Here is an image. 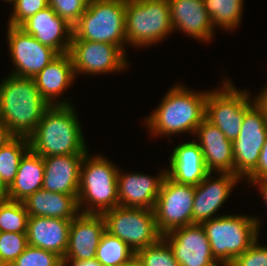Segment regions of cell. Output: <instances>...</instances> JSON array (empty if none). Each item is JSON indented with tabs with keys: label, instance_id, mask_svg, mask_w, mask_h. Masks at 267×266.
Returning a JSON list of instances; mask_svg holds the SVG:
<instances>
[{
	"label": "cell",
	"instance_id": "ba28073f",
	"mask_svg": "<svg viewBox=\"0 0 267 266\" xmlns=\"http://www.w3.org/2000/svg\"><path fill=\"white\" fill-rule=\"evenodd\" d=\"M102 216L105 231L125 242L135 253L162 237L153 209L117 206L105 211Z\"/></svg>",
	"mask_w": 267,
	"mask_h": 266
},
{
	"label": "cell",
	"instance_id": "ac0fdd59",
	"mask_svg": "<svg viewBox=\"0 0 267 266\" xmlns=\"http://www.w3.org/2000/svg\"><path fill=\"white\" fill-rule=\"evenodd\" d=\"M165 176L166 169L154 177L143 173L124 174L119 169L117 175L119 206L154 209Z\"/></svg>",
	"mask_w": 267,
	"mask_h": 266
},
{
	"label": "cell",
	"instance_id": "8fae6325",
	"mask_svg": "<svg viewBox=\"0 0 267 266\" xmlns=\"http://www.w3.org/2000/svg\"><path fill=\"white\" fill-rule=\"evenodd\" d=\"M241 130L233 143L234 174L241 180L257 166L267 136V117L254 103L245 113Z\"/></svg>",
	"mask_w": 267,
	"mask_h": 266
},
{
	"label": "cell",
	"instance_id": "603a6c76",
	"mask_svg": "<svg viewBox=\"0 0 267 266\" xmlns=\"http://www.w3.org/2000/svg\"><path fill=\"white\" fill-rule=\"evenodd\" d=\"M70 224L71 220L28 217V245L54 252L63 259L68 248Z\"/></svg>",
	"mask_w": 267,
	"mask_h": 266
},
{
	"label": "cell",
	"instance_id": "9c48e42d",
	"mask_svg": "<svg viewBox=\"0 0 267 266\" xmlns=\"http://www.w3.org/2000/svg\"><path fill=\"white\" fill-rule=\"evenodd\" d=\"M231 80L224 79L221 87L208 91L205 119L217 126L232 142L238 137L244 113L255 103L249 92L238 90ZM251 99V100H250Z\"/></svg>",
	"mask_w": 267,
	"mask_h": 266
},
{
	"label": "cell",
	"instance_id": "d4e9b609",
	"mask_svg": "<svg viewBox=\"0 0 267 266\" xmlns=\"http://www.w3.org/2000/svg\"><path fill=\"white\" fill-rule=\"evenodd\" d=\"M29 217L44 216L72 220L79 213L77 199L72 195L37 190L23 201Z\"/></svg>",
	"mask_w": 267,
	"mask_h": 266
},
{
	"label": "cell",
	"instance_id": "484cf974",
	"mask_svg": "<svg viewBox=\"0 0 267 266\" xmlns=\"http://www.w3.org/2000/svg\"><path fill=\"white\" fill-rule=\"evenodd\" d=\"M44 170L43 157L29 149L20 160L14 181L7 188L8 199L23 202L42 189Z\"/></svg>",
	"mask_w": 267,
	"mask_h": 266
},
{
	"label": "cell",
	"instance_id": "30bf717a",
	"mask_svg": "<svg viewBox=\"0 0 267 266\" xmlns=\"http://www.w3.org/2000/svg\"><path fill=\"white\" fill-rule=\"evenodd\" d=\"M195 186L181 184L165 176L157 196L154 213L159 233L192 225Z\"/></svg>",
	"mask_w": 267,
	"mask_h": 266
},
{
	"label": "cell",
	"instance_id": "e0dca14e",
	"mask_svg": "<svg viewBox=\"0 0 267 266\" xmlns=\"http://www.w3.org/2000/svg\"><path fill=\"white\" fill-rule=\"evenodd\" d=\"M19 27L58 54L69 53L73 27L50 6L28 18Z\"/></svg>",
	"mask_w": 267,
	"mask_h": 266
},
{
	"label": "cell",
	"instance_id": "d6986e66",
	"mask_svg": "<svg viewBox=\"0 0 267 266\" xmlns=\"http://www.w3.org/2000/svg\"><path fill=\"white\" fill-rule=\"evenodd\" d=\"M202 150L205 166L211 173H233V143L215 125L204 119L194 133ZM216 171V172H215Z\"/></svg>",
	"mask_w": 267,
	"mask_h": 266
},
{
	"label": "cell",
	"instance_id": "b9f144b4",
	"mask_svg": "<svg viewBox=\"0 0 267 266\" xmlns=\"http://www.w3.org/2000/svg\"><path fill=\"white\" fill-rule=\"evenodd\" d=\"M207 266H233V262H230L227 260L215 259L213 262L209 263Z\"/></svg>",
	"mask_w": 267,
	"mask_h": 266
},
{
	"label": "cell",
	"instance_id": "83f0119b",
	"mask_svg": "<svg viewBox=\"0 0 267 266\" xmlns=\"http://www.w3.org/2000/svg\"><path fill=\"white\" fill-rule=\"evenodd\" d=\"M29 149L28 138L15 136L0 148V179L7 188L14 181L20 160Z\"/></svg>",
	"mask_w": 267,
	"mask_h": 266
},
{
	"label": "cell",
	"instance_id": "bcb514c9",
	"mask_svg": "<svg viewBox=\"0 0 267 266\" xmlns=\"http://www.w3.org/2000/svg\"><path fill=\"white\" fill-rule=\"evenodd\" d=\"M5 2L13 3L15 0H4Z\"/></svg>",
	"mask_w": 267,
	"mask_h": 266
},
{
	"label": "cell",
	"instance_id": "4dcf8cb0",
	"mask_svg": "<svg viewBox=\"0 0 267 266\" xmlns=\"http://www.w3.org/2000/svg\"><path fill=\"white\" fill-rule=\"evenodd\" d=\"M135 256L142 266H180L171 247L163 237L155 244L136 252Z\"/></svg>",
	"mask_w": 267,
	"mask_h": 266
},
{
	"label": "cell",
	"instance_id": "8d00e7d4",
	"mask_svg": "<svg viewBox=\"0 0 267 266\" xmlns=\"http://www.w3.org/2000/svg\"><path fill=\"white\" fill-rule=\"evenodd\" d=\"M267 177V136L265 139V143L262 147L261 153L259 155L258 163L256 168L246 177V181L249 184H253L254 182Z\"/></svg>",
	"mask_w": 267,
	"mask_h": 266
},
{
	"label": "cell",
	"instance_id": "5bb4252c",
	"mask_svg": "<svg viewBox=\"0 0 267 266\" xmlns=\"http://www.w3.org/2000/svg\"><path fill=\"white\" fill-rule=\"evenodd\" d=\"M162 237L171 247L180 266H207L215 260L202 225L180 227Z\"/></svg>",
	"mask_w": 267,
	"mask_h": 266
},
{
	"label": "cell",
	"instance_id": "f546056e",
	"mask_svg": "<svg viewBox=\"0 0 267 266\" xmlns=\"http://www.w3.org/2000/svg\"><path fill=\"white\" fill-rule=\"evenodd\" d=\"M28 217L23 202L0 201V232L27 233Z\"/></svg>",
	"mask_w": 267,
	"mask_h": 266
},
{
	"label": "cell",
	"instance_id": "7402d4cb",
	"mask_svg": "<svg viewBox=\"0 0 267 266\" xmlns=\"http://www.w3.org/2000/svg\"><path fill=\"white\" fill-rule=\"evenodd\" d=\"M77 76L69 53L59 54L33 79L41 96L50 105H71L67 99L56 100L71 86ZM56 100V101H55Z\"/></svg>",
	"mask_w": 267,
	"mask_h": 266
},
{
	"label": "cell",
	"instance_id": "ee69618b",
	"mask_svg": "<svg viewBox=\"0 0 267 266\" xmlns=\"http://www.w3.org/2000/svg\"><path fill=\"white\" fill-rule=\"evenodd\" d=\"M119 266H142V264L140 263V261L135 256L129 262L124 263V264L119 265Z\"/></svg>",
	"mask_w": 267,
	"mask_h": 266
},
{
	"label": "cell",
	"instance_id": "f1b7e54d",
	"mask_svg": "<svg viewBox=\"0 0 267 266\" xmlns=\"http://www.w3.org/2000/svg\"><path fill=\"white\" fill-rule=\"evenodd\" d=\"M135 257V252L118 237L105 231L100 239L96 260L103 266H119Z\"/></svg>",
	"mask_w": 267,
	"mask_h": 266
},
{
	"label": "cell",
	"instance_id": "e575fe53",
	"mask_svg": "<svg viewBox=\"0 0 267 266\" xmlns=\"http://www.w3.org/2000/svg\"><path fill=\"white\" fill-rule=\"evenodd\" d=\"M8 25L20 26L28 18L49 6L48 0H15Z\"/></svg>",
	"mask_w": 267,
	"mask_h": 266
},
{
	"label": "cell",
	"instance_id": "cb8c5ba5",
	"mask_svg": "<svg viewBox=\"0 0 267 266\" xmlns=\"http://www.w3.org/2000/svg\"><path fill=\"white\" fill-rule=\"evenodd\" d=\"M196 140L184 142L171 152L170 168L166 175L181 184L198 185L210 173L204 162L202 150Z\"/></svg>",
	"mask_w": 267,
	"mask_h": 266
},
{
	"label": "cell",
	"instance_id": "8992f818",
	"mask_svg": "<svg viewBox=\"0 0 267 266\" xmlns=\"http://www.w3.org/2000/svg\"><path fill=\"white\" fill-rule=\"evenodd\" d=\"M260 221L255 216L224 214L202 223L213 257L233 262L259 237Z\"/></svg>",
	"mask_w": 267,
	"mask_h": 266
},
{
	"label": "cell",
	"instance_id": "2e32d148",
	"mask_svg": "<svg viewBox=\"0 0 267 266\" xmlns=\"http://www.w3.org/2000/svg\"><path fill=\"white\" fill-rule=\"evenodd\" d=\"M104 232L105 221L102 214L79 213L71 220L68 248L62 260L95 259L97 247Z\"/></svg>",
	"mask_w": 267,
	"mask_h": 266
},
{
	"label": "cell",
	"instance_id": "44dd1931",
	"mask_svg": "<svg viewBox=\"0 0 267 266\" xmlns=\"http://www.w3.org/2000/svg\"><path fill=\"white\" fill-rule=\"evenodd\" d=\"M85 154L43 157L42 189L78 198L80 167Z\"/></svg>",
	"mask_w": 267,
	"mask_h": 266
},
{
	"label": "cell",
	"instance_id": "d590c367",
	"mask_svg": "<svg viewBox=\"0 0 267 266\" xmlns=\"http://www.w3.org/2000/svg\"><path fill=\"white\" fill-rule=\"evenodd\" d=\"M233 266H267V246H261L257 238L246 251L234 259Z\"/></svg>",
	"mask_w": 267,
	"mask_h": 266
},
{
	"label": "cell",
	"instance_id": "277c9868",
	"mask_svg": "<svg viewBox=\"0 0 267 266\" xmlns=\"http://www.w3.org/2000/svg\"><path fill=\"white\" fill-rule=\"evenodd\" d=\"M118 171L117 165L108 161V158L100 154L96 156H90L88 152L85 154L80 167L77 198L80 213L102 214L119 206Z\"/></svg>",
	"mask_w": 267,
	"mask_h": 266
},
{
	"label": "cell",
	"instance_id": "5b68a950",
	"mask_svg": "<svg viewBox=\"0 0 267 266\" xmlns=\"http://www.w3.org/2000/svg\"><path fill=\"white\" fill-rule=\"evenodd\" d=\"M125 5L126 0H90L71 40L110 43L126 53Z\"/></svg>",
	"mask_w": 267,
	"mask_h": 266
},
{
	"label": "cell",
	"instance_id": "f35d334b",
	"mask_svg": "<svg viewBox=\"0 0 267 266\" xmlns=\"http://www.w3.org/2000/svg\"><path fill=\"white\" fill-rule=\"evenodd\" d=\"M103 266L98 260L96 259H89V260H78V261H62V266Z\"/></svg>",
	"mask_w": 267,
	"mask_h": 266
},
{
	"label": "cell",
	"instance_id": "74e56055",
	"mask_svg": "<svg viewBox=\"0 0 267 266\" xmlns=\"http://www.w3.org/2000/svg\"><path fill=\"white\" fill-rule=\"evenodd\" d=\"M255 104L263 111L267 117V86H265L260 93L254 97Z\"/></svg>",
	"mask_w": 267,
	"mask_h": 266
},
{
	"label": "cell",
	"instance_id": "836d02e7",
	"mask_svg": "<svg viewBox=\"0 0 267 266\" xmlns=\"http://www.w3.org/2000/svg\"><path fill=\"white\" fill-rule=\"evenodd\" d=\"M49 6L72 27L85 12L90 0H48Z\"/></svg>",
	"mask_w": 267,
	"mask_h": 266
},
{
	"label": "cell",
	"instance_id": "7c38bea8",
	"mask_svg": "<svg viewBox=\"0 0 267 266\" xmlns=\"http://www.w3.org/2000/svg\"><path fill=\"white\" fill-rule=\"evenodd\" d=\"M69 54L75 75L114 73L129 66L126 53L119 46L110 43L71 40Z\"/></svg>",
	"mask_w": 267,
	"mask_h": 266
},
{
	"label": "cell",
	"instance_id": "ab89813d",
	"mask_svg": "<svg viewBox=\"0 0 267 266\" xmlns=\"http://www.w3.org/2000/svg\"><path fill=\"white\" fill-rule=\"evenodd\" d=\"M14 136L10 133L9 128L0 120V148L9 142Z\"/></svg>",
	"mask_w": 267,
	"mask_h": 266
},
{
	"label": "cell",
	"instance_id": "7bdbcfd3",
	"mask_svg": "<svg viewBox=\"0 0 267 266\" xmlns=\"http://www.w3.org/2000/svg\"><path fill=\"white\" fill-rule=\"evenodd\" d=\"M8 199L7 187L0 179V201Z\"/></svg>",
	"mask_w": 267,
	"mask_h": 266
},
{
	"label": "cell",
	"instance_id": "3957f363",
	"mask_svg": "<svg viewBox=\"0 0 267 266\" xmlns=\"http://www.w3.org/2000/svg\"><path fill=\"white\" fill-rule=\"evenodd\" d=\"M208 91L195 92L181 85L167 91L156 110L145 119L153 137L195 133L205 119Z\"/></svg>",
	"mask_w": 267,
	"mask_h": 266
},
{
	"label": "cell",
	"instance_id": "d6a6232c",
	"mask_svg": "<svg viewBox=\"0 0 267 266\" xmlns=\"http://www.w3.org/2000/svg\"><path fill=\"white\" fill-rule=\"evenodd\" d=\"M62 261L54 252L28 245L11 266H62Z\"/></svg>",
	"mask_w": 267,
	"mask_h": 266
},
{
	"label": "cell",
	"instance_id": "4316f807",
	"mask_svg": "<svg viewBox=\"0 0 267 266\" xmlns=\"http://www.w3.org/2000/svg\"><path fill=\"white\" fill-rule=\"evenodd\" d=\"M212 25L225 30L240 26L244 0H203Z\"/></svg>",
	"mask_w": 267,
	"mask_h": 266
},
{
	"label": "cell",
	"instance_id": "52a82bcc",
	"mask_svg": "<svg viewBox=\"0 0 267 266\" xmlns=\"http://www.w3.org/2000/svg\"><path fill=\"white\" fill-rule=\"evenodd\" d=\"M127 44L148 47L173 32L168 0H126Z\"/></svg>",
	"mask_w": 267,
	"mask_h": 266
},
{
	"label": "cell",
	"instance_id": "60d3db41",
	"mask_svg": "<svg viewBox=\"0 0 267 266\" xmlns=\"http://www.w3.org/2000/svg\"><path fill=\"white\" fill-rule=\"evenodd\" d=\"M252 185L253 187L256 185V187L259 188V192L262 194L261 196H263V201H265L267 206V177L254 182Z\"/></svg>",
	"mask_w": 267,
	"mask_h": 266
},
{
	"label": "cell",
	"instance_id": "f6af8a7d",
	"mask_svg": "<svg viewBox=\"0 0 267 266\" xmlns=\"http://www.w3.org/2000/svg\"><path fill=\"white\" fill-rule=\"evenodd\" d=\"M0 266H7V265L0 259Z\"/></svg>",
	"mask_w": 267,
	"mask_h": 266
},
{
	"label": "cell",
	"instance_id": "9a60e30c",
	"mask_svg": "<svg viewBox=\"0 0 267 266\" xmlns=\"http://www.w3.org/2000/svg\"><path fill=\"white\" fill-rule=\"evenodd\" d=\"M209 173L203 181L195 186L192 209V224L201 225L218 216L216 212L230 196V192L241 179L233 173H218L216 179ZM212 177V178H211Z\"/></svg>",
	"mask_w": 267,
	"mask_h": 266
},
{
	"label": "cell",
	"instance_id": "1f68e13d",
	"mask_svg": "<svg viewBox=\"0 0 267 266\" xmlns=\"http://www.w3.org/2000/svg\"><path fill=\"white\" fill-rule=\"evenodd\" d=\"M27 246V233L0 232V259L7 266H11Z\"/></svg>",
	"mask_w": 267,
	"mask_h": 266
},
{
	"label": "cell",
	"instance_id": "4fadbf2b",
	"mask_svg": "<svg viewBox=\"0 0 267 266\" xmlns=\"http://www.w3.org/2000/svg\"><path fill=\"white\" fill-rule=\"evenodd\" d=\"M7 28L11 61L15 66V71L10 75L34 78L59 55L54 49L41 44L19 26L8 25Z\"/></svg>",
	"mask_w": 267,
	"mask_h": 266
},
{
	"label": "cell",
	"instance_id": "ffe728a7",
	"mask_svg": "<svg viewBox=\"0 0 267 266\" xmlns=\"http://www.w3.org/2000/svg\"><path fill=\"white\" fill-rule=\"evenodd\" d=\"M171 23L174 30L188 34L202 42L214 36V27L205 9L203 0H168Z\"/></svg>",
	"mask_w": 267,
	"mask_h": 266
},
{
	"label": "cell",
	"instance_id": "7a4b0ae2",
	"mask_svg": "<svg viewBox=\"0 0 267 266\" xmlns=\"http://www.w3.org/2000/svg\"><path fill=\"white\" fill-rule=\"evenodd\" d=\"M71 105H51L34 133L30 149L42 157L86 154L88 147L76 111Z\"/></svg>",
	"mask_w": 267,
	"mask_h": 266
},
{
	"label": "cell",
	"instance_id": "6da1fadb",
	"mask_svg": "<svg viewBox=\"0 0 267 266\" xmlns=\"http://www.w3.org/2000/svg\"><path fill=\"white\" fill-rule=\"evenodd\" d=\"M50 106L33 78L9 75L0 82V120L15 137L29 138Z\"/></svg>",
	"mask_w": 267,
	"mask_h": 266
}]
</instances>
